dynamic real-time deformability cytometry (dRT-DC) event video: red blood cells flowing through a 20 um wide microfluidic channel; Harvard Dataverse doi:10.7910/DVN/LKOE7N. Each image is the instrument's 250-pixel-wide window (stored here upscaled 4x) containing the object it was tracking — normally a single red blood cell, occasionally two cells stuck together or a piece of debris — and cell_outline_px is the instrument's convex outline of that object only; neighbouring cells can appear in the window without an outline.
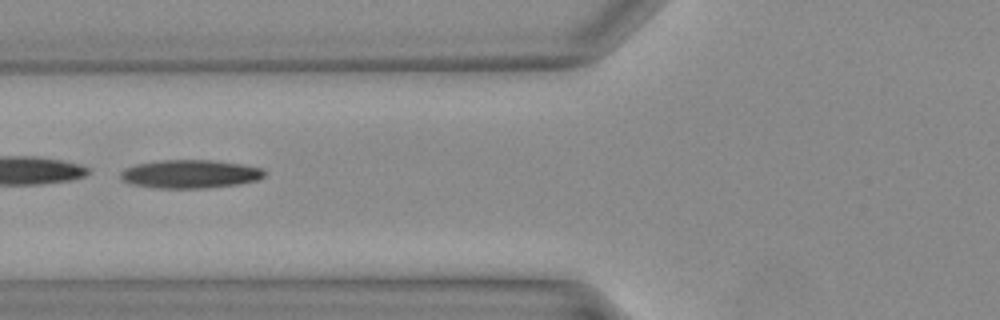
{"species": "Egyptian fruit bat (a non-hibernating species)", "species_latin": "Rousettus aegyptiacus", "temperature_condition": "warm", "stored_images_in_passage": 32, "camera_frame_rate_fps": 3000, "um_per_image_px": 0.085, "animal": {"sex": "female"}, "frame": {"image": 1, "passage_image": 10, "time_ms": 3.0, "image_size_px": [1000, 320], "cell_outline_px": [[264, 176], [256, 180], [240, 184], [204, 188], [156, 188], [132, 184], [120, 180], [120, 172], [124, 168], [136, 164], [160, 160], [212, 160], [240, 164], [264, 168]], "centroid_in_image_um": [16.12, 14.79], "position_along_channel_um": 109.7, "area_um2": 23.87}}